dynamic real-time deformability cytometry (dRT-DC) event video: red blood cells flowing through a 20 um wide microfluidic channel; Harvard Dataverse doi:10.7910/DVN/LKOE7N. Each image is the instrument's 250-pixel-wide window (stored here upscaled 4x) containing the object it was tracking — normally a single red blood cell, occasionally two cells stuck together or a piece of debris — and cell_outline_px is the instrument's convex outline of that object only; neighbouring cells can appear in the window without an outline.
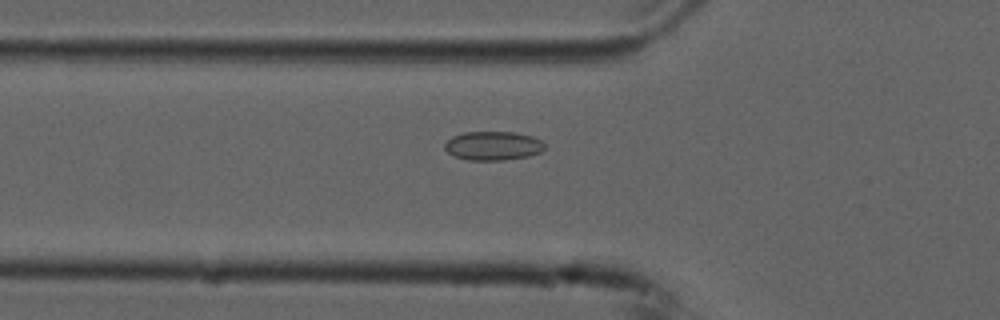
{"species": "common noctule bat (a hibernating species)", "species_latin": "Nyctalus noctula", "temperature_condition": "cold", "stored_images_in_passage": 55, "camera_frame_rate_fps": 3000, "um_per_image_px": 0.085, "animal": {"sex": "male", "forearm_length_mm": 52.5}, "frame": {"image": 1, "passage_image": 19, "time_ms": 6.0, "image_size_px": [1000, 320], "cell_outline_px": [[544, 148], [540, 152], [528, 156], [504, 160], [468, 160], [456, 156], [448, 152], [444, 148], [444, 144], [452, 136], [464, 132], [516, 132], [532, 136], [540, 140], [544, 144]], "centroid_in_image_um": [41.9, 12.38], "position_along_channel_um": 83.9, "area_um2": 16.76}}
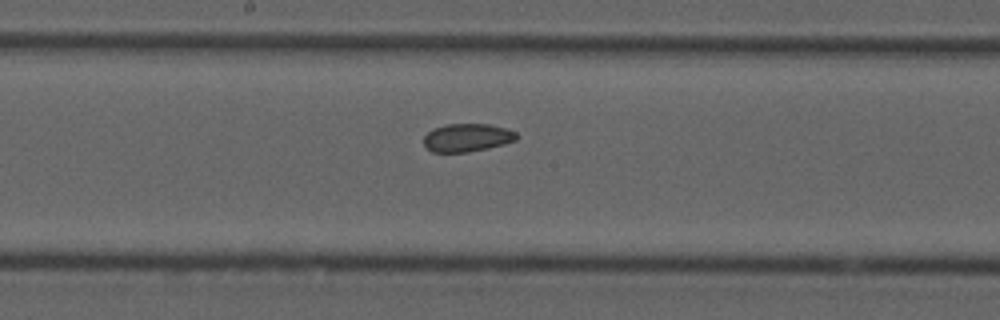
{"frame": {"image": 2, "passage_image": 29, "time_ms": 9.333, "image_size_px": [1000, 320], "cell_outline_px": [[520, 136], [516, 140], [504, 144], [488, 148], [468, 152], [432, 152], [424, 144], [424, 136], [432, 128], [448, 124], [488, 124], [504, 128], [516, 132]], "centroid_in_image_um": [39.72, 11.7], "position_along_channel_um": 208.5, "area_um2": 15.2}}
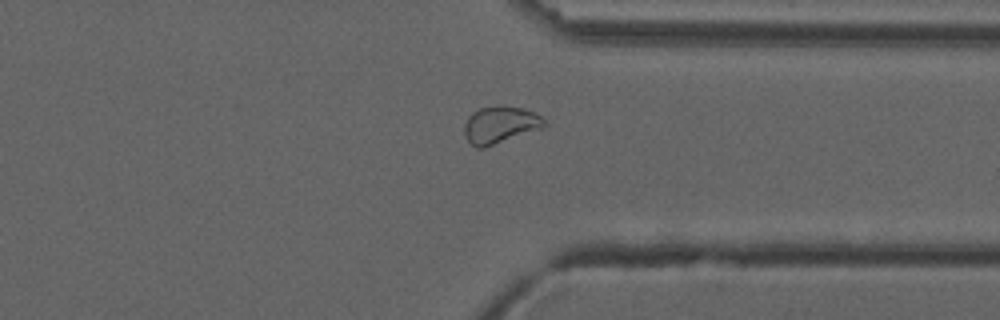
{"frame": {"image": 3, "passage_image": 42, "time_ms": 13.667, "image_size_px": [1000, 320], "cell_outline_px": [[544, 124], [540, 128], [484, 148], [476, 148], [464, 136], [464, 124], [468, 116], [472, 112], [480, 108], [500, 104], [524, 108], [540, 116], [544, 120]], "centroid_in_image_um": [42.44, 10.59], "position_along_channel_um": 369.0, "area_um2": 17.17}, "authors_computed_cell_mechanics": {"area_um2": 17.34, "velocity_mm_per_s": 3.727, "shape_relaxation_time_tau1_ms": null, "shape_relaxation_time_tau2_ms": 2.0873, "deformation_change_tau1": null, "deformation_change_tau2": 0.0583}}